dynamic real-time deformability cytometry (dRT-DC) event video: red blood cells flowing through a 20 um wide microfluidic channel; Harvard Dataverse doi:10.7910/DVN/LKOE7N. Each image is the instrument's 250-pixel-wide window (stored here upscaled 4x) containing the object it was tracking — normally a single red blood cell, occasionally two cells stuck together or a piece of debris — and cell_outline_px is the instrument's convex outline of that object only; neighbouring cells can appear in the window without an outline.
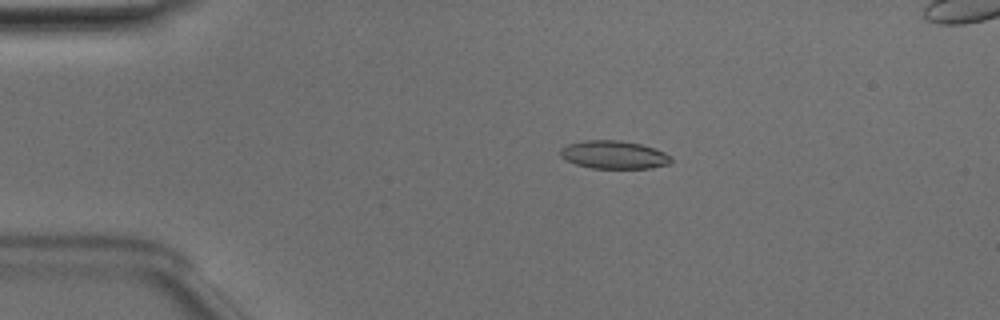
{"species": "Egyptian fruit bat (a non-hibernating species)", "species_latin": "Rousettus aegyptiacus", "temperature_condition": "room temperature", "stored_images_in_passage": 3, "camera_frame_rate_fps": 3000, "um_per_image_px": 0.085, "animal": {"sex": "male"}, "frame": {"image": 1, "passage_image": 3, "time_ms": 0.667, "image_size_px": [1000, 320], "cell_outline_px": [[672, 160], [668, 164], [652, 168], [592, 168], [576, 164], [560, 156], [560, 148], [568, 144], [584, 140], [620, 140], [640, 144], [656, 148], [672, 156]], "centroid_in_image_um": [52.2, 13.15], "position_along_channel_um": 32.8, "area_um2": 18.15}}